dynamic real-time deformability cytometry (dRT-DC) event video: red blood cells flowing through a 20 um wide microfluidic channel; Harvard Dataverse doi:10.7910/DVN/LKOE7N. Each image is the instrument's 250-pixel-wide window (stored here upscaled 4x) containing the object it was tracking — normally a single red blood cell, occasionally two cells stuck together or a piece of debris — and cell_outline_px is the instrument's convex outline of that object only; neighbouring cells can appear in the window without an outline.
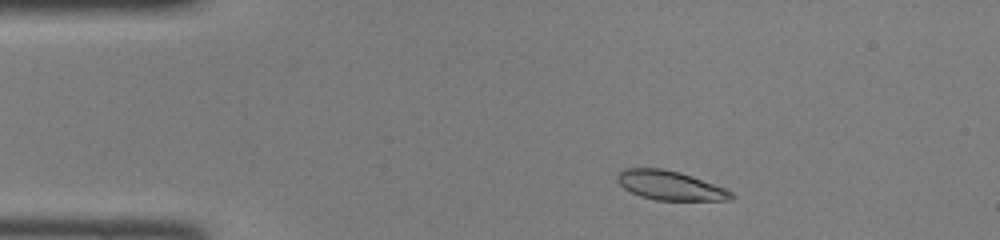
{"species": "common noctule bat (a hibernating species)", "species_latin": "Nyctalus noctula", "temperature_condition": "room temperature", "stored_images_in_passage": 39, "camera_frame_rate_fps": 3000, "um_per_image_px": 0.085, "animal": {"sex": "female", "body_mass_g": 22.0, "forearm_length_mm": 56.7}, "frame": {"image": 1, "passage_image": 1, "time_ms": 0.0, "image_size_px": [1000, 240], "cell_outline_px": [[736, 196], [732, 200], [656, 200], [640, 196], [624, 188], [616, 180], [616, 172], [624, 168], [664, 168], [680, 172], [692, 176], [724, 188], [732, 192]], "centroid_in_image_um": [56.93, 15.75], "position_along_channel_um": 28.1, "area_um2": 19.48}}
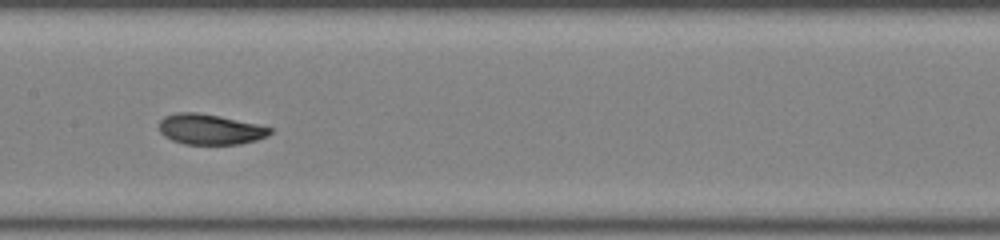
{"frame": {"image": 2, "passage_image": 16, "time_ms": 5.0, "image_size_px": [1000, 240], "cell_outline_px": [[272, 132], [268, 136], [256, 140], [240, 144], [184, 144], [172, 140], [164, 136], [160, 132], [160, 120], [164, 116], [176, 112], [196, 112], [220, 116], [256, 124], [272, 128]], "centroid_in_image_um": [17.84, 10.99], "position_along_channel_um": 189.6, "area_um2": 19.65}}
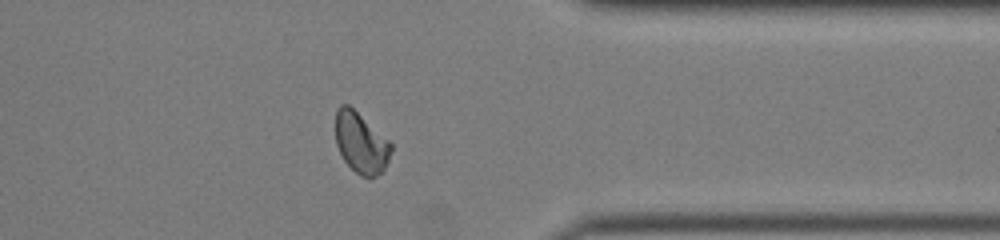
{"frame": {"image": 3, "passage_image": 30, "time_ms": 9.667, "image_size_px": [1000, 240], "cell_outline_px": [[392, 148], [388, 160], [384, 168], [376, 176], [360, 176], [344, 160], [336, 144], [336, 112], [340, 104], [348, 104], [388, 140], [392, 144]], "centroid_in_image_um": [30.67, 12.13], "position_along_channel_um": 380.7, "area_um2": 19.19}}